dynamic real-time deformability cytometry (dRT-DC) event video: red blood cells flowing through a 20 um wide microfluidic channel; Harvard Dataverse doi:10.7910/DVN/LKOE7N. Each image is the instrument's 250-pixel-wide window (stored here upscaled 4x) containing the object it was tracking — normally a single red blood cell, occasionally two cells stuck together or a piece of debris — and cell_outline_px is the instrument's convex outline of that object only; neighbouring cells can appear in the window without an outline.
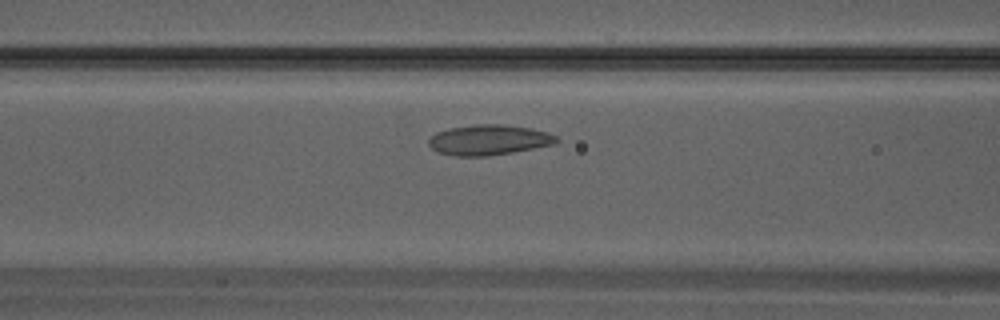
{"species": "Egyptian fruit bat (a non-hibernating species)", "species_latin": "Rousettus aegyptiacus", "temperature_condition": "warm", "stored_images_in_passage": 8, "camera_frame_rate_fps": 3000, "um_per_image_px": 0.085, "animal": {"sex": "male"}, "frame": {"image": 1, "passage_image": 7, "time_ms": 2.0, "image_size_px": [1000, 320], "cell_outline_px": [[560, 140], [556, 144], [512, 152], [488, 156], [456, 156], [436, 152], [428, 144], [428, 140], [436, 132], [448, 128], [476, 124], [504, 124], [528, 128], [548, 132], [556, 136]], "centroid_in_image_um": [41.54, 11.89], "position_along_channel_um": 125.1, "area_um2": 22.66}}